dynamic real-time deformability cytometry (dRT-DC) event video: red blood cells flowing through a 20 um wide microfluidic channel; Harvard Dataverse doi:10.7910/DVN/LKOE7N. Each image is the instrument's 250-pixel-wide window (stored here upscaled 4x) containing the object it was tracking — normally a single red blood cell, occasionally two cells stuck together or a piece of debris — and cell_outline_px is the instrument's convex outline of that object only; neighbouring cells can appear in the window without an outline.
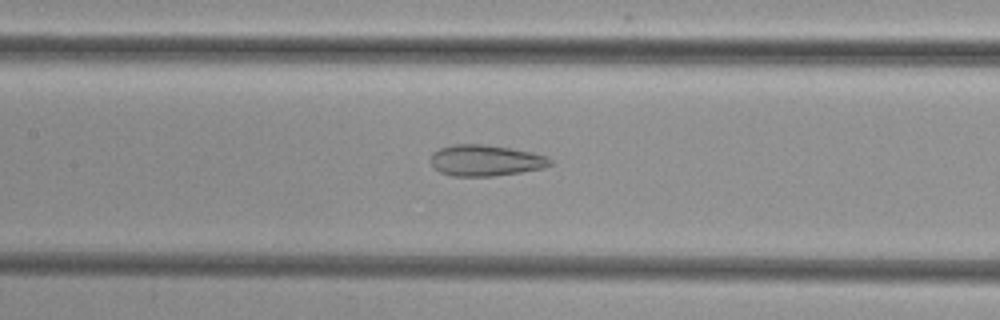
{"species": "common noctule bat (a hibernating species)", "species_latin": "Nyctalus noctula", "temperature_condition": "cold", "stored_images_in_passage": 49, "camera_frame_rate_fps": 3000, "um_per_image_px": 0.085, "animal": {"sex": "female", "body_mass_g": 29.2, "forearm_length_mm": 56.3}, "frame": {"image": 1, "passage_image": 22, "time_ms": 7.0, "image_size_px": [1000, 320], "cell_outline_px": [[552, 164], [544, 168], [496, 176], [452, 176], [440, 172], [432, 168], [432, 152], [440, 148], [456, 144], [484, 144], [512, 148], [532, 152], [548, 156], [552, 160]], "centroid_in_image_um": [41.29, 13.64], "position_along_channel_um": 166.1, "area_um2": 21.85}}
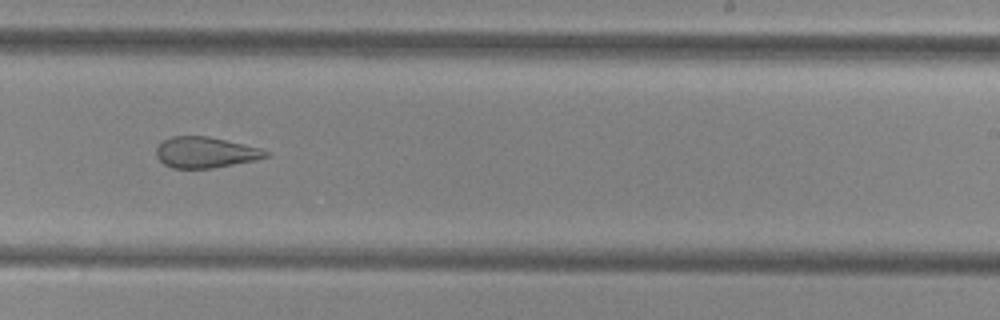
{"frame": {"image": 2, "passage_image": 30, "time_ms": 9.667, "image_size_px": [1000, 320], "cell_outline_px": [[272, 156], [256, 160], [212, 168], [172, 168], [164, 164], [156, 156], [156, 148], [164, 140], [172, 136], [208, 136], [260, 148], [268, 152]], "centroid_in_image_um": [17.47, 12.96], "position_along_channel_um": 271.5, "area_um2": 19.65}}
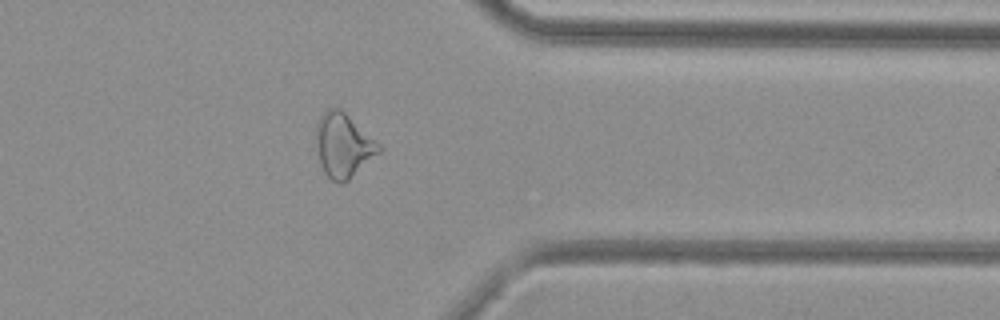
{"frame": {"image": 3, "passage_image": 39, "time_ms": 12.667, "image_size_px": [1000, 320], "cell_outline_px": [[380, 152], [344, 184], [340, 184], [332, 180], [324, 172], [320, 164], [316, 136], [316, 124], [320, 116], [328, 108], [340, 108], [380, 144]], "centroid_in_image_um": [29.17, 12.36], "position_along_channel_um": 382.2, "area_um2": 23.18}}